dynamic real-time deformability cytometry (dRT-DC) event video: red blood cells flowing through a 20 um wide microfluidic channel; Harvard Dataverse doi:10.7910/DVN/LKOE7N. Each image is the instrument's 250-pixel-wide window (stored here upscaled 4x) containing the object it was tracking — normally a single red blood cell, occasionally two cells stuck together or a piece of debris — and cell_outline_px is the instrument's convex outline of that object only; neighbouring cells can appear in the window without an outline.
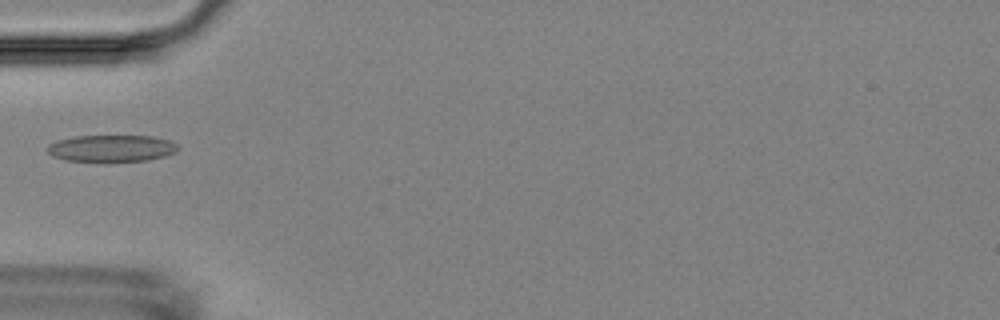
{"species": "Egyptian fruit bat (a non-hibernating species)", "species_latin": "Rousettus aegyptiacus", "temperature_condition": "room temperature", "stored_images_in_passage": 5, "camera_frame_rate_fps": 3000, "um_per_image_px": 0.085, "animal": {"sex": "female"}, "frame": {"image": 1, "passage_image": 5, "time_ms": 5.333, "image_size_px": [1000, 320], "cell_outline_px": [[180, 148], [176, 152], [164, 156], [144, 160], [64, 160], [52, 156], [48, 152], [48, 144], [56, 140], [76, 136], [152, 136], [168, 140], [176, 144]], "centroid_in_image_um": [9.46, 12.58], "position_along_channel_um": 75.5, "area_um2": 19.94}}